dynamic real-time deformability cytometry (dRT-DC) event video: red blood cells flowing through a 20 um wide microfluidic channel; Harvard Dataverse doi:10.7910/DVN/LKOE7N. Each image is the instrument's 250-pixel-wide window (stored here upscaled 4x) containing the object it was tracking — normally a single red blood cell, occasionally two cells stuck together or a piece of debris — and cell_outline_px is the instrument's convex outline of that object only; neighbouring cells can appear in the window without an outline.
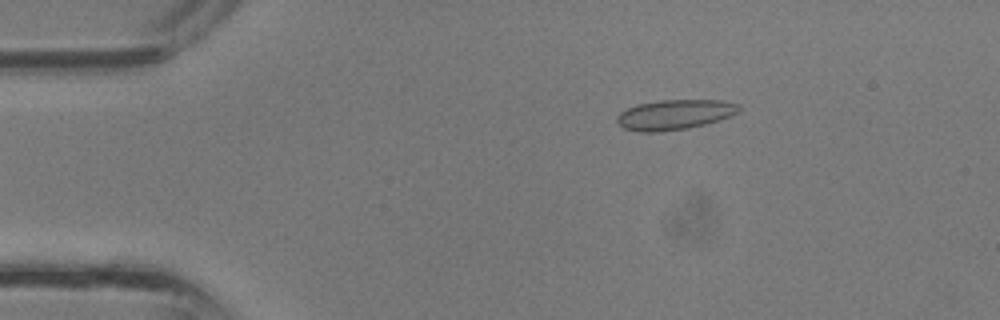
{"species": "common noctule bat (a hibernating species)", "species_latin": "Nyctalus noctula", "temperature_condition": "room temperature", "stored_images_in_passage": 28, "camera_frame_rate_fps": 3000, "um_per_image_px": 0.085, "animal": {"sex": "male", "body_mass_g": 13.3}, "frame": {"image": 1, "passage_image": 2, "time_ms": 0.333, "image_size_px": [1000, 320], "cell_outline_px": [[740, 112], [732, 116], [720, 120], [688, 128], [656, 132], [640, 132], [624, 128], [616, 120], [616, 116], [620, 112], [636, 104], [660, 100], [724, 100], [740, 104]], "centroid_in_image_um": [57.38, 9.73], "position_along_channel_um": 27.6, "area_um2": 21.5}}
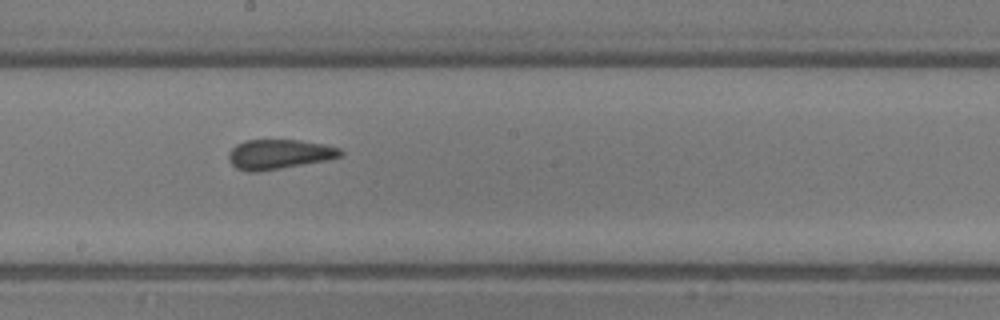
{"frame": {"image": 2, "passage_image": 16, "time_ms": 5.0, "image_size_px": [1000, 320], "cell_outline_px": [[344, 152], [340, 156], [328, 160], [256, 172], [248, 172], [236, 168], [228, 160], [228, 152], [236, 144], [244, 140], [300, 140], [324, 144], [340, 148]], "centroid_in_image_um": [23.7, 13.1], "position_along_channel_um": 224.5, "area_um2": 19.42}}
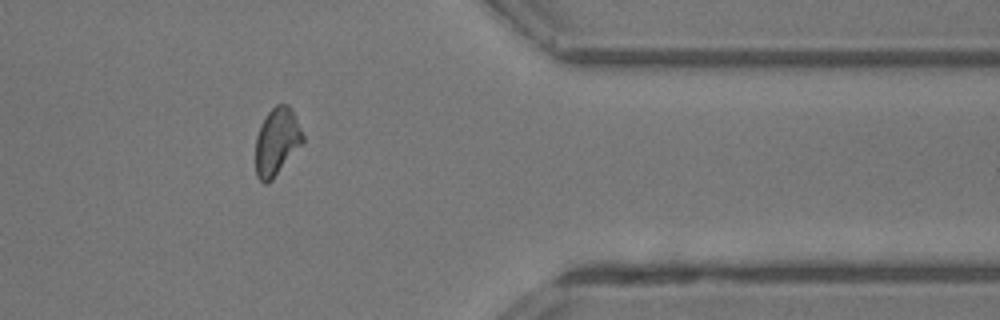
{"frame": {"image": 3, "passage_image": 26, "time_ms": 8.333, "image_size_px": [1000, 320], "cell_outline_px": [[304, 144], [272, 180], [268, 184], [264, 184], [256, 176], [256, 136], [260, 124], [268, 112], [276, 104], [288, 104], [292, 108], [304, 136]], "centroid_in_image_um": [23.55, 12.05], "position_along_channel_um": 387.9, "area_um2": 18.96}}